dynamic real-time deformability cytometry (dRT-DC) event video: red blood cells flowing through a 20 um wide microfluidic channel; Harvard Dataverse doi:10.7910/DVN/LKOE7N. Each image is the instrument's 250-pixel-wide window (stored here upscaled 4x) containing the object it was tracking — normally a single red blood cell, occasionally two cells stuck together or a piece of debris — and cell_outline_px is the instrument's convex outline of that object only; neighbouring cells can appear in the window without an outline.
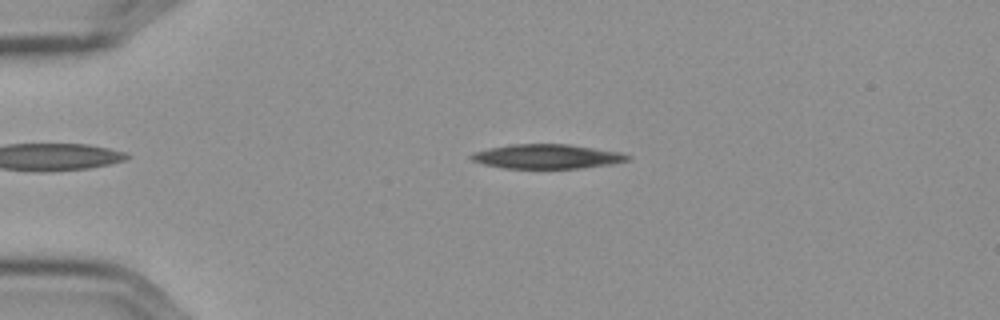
{"species": "Egyptian fruit bat (a non-hibernating species)", "species_latin": "Rousettus aegyptiacus", "temperature_condition": "cold", "stored_images_in_passage": 56, "camera_frame_rate_fps": 3000, "um_per_image_px": 0.085, "frame": {"image": 1, "passage_image": 12, "time_ms": 3.667, "image_size_px": [1000, 320], "cell_outline_px": [[632, 160], [612, 164], [580, 168], [504, 168], [484, 164], [472, 160], [468, 156], [472, 152], [488, 148], [512, 144], [568, 144], [620, 152], [632, 156]], "centroid_in_image_um": [46.51, 13.3], "position_along_channel_um": 38.5, "area_um2": 22.31}}
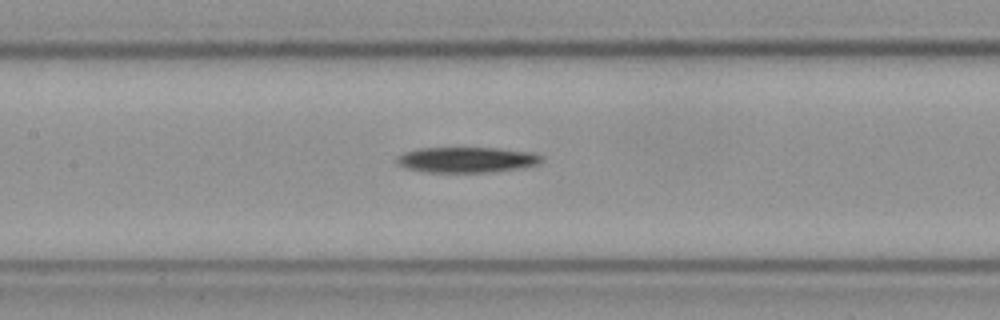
{"frame": {"image": 2, "passage_image": 26, "time_ms": 8.333, "image_size_px": [1000, 320], "cell_outline_px": [[544, 160], [536, 164], [520, 168], [496, 172], [424, 172], [404, 168], [396, 160], [396, 156], [404, 152], [420, 148], [496, 148], [536, 152], [544, 156]], "centroid_in_image_um": [39.71, 13.58], "position_along_channel_um": 167.7, "area_um2": 21.79}}
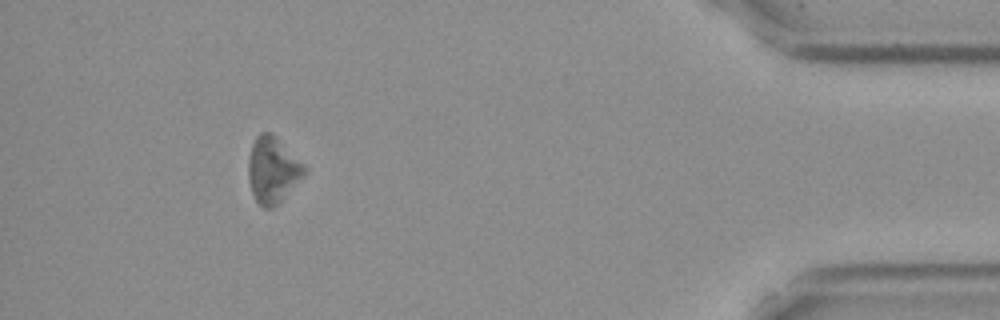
{"frame": {"image": 3, "passage_image": 51, "time_ms": 16.667, "image_size_px": [1000, 320], "cell_outline_px": [[308, 172], [280, 204], [272, 208], [264, 208], [256, 200], [252, 192], [248, 176], [248, 160], [252, 144], [256, 136], [260, 132], [268, 132], [304, 164]], "centroid_in_image_um": [23.19, 14.51], "position_along_channel_um": 412.0, "area_um2": 21.44}, "authors_computed_cell_mechanics": {"area_um2": 22.0796, "velocity_mm_per_s": 3.5796, "shape_relaxation_time_tau1_ms": 4.795, "shape_relaxation_time_tau2_ms": null, "deformation_change_tau1": 0.1254, "deformation_change_tau2": null}}